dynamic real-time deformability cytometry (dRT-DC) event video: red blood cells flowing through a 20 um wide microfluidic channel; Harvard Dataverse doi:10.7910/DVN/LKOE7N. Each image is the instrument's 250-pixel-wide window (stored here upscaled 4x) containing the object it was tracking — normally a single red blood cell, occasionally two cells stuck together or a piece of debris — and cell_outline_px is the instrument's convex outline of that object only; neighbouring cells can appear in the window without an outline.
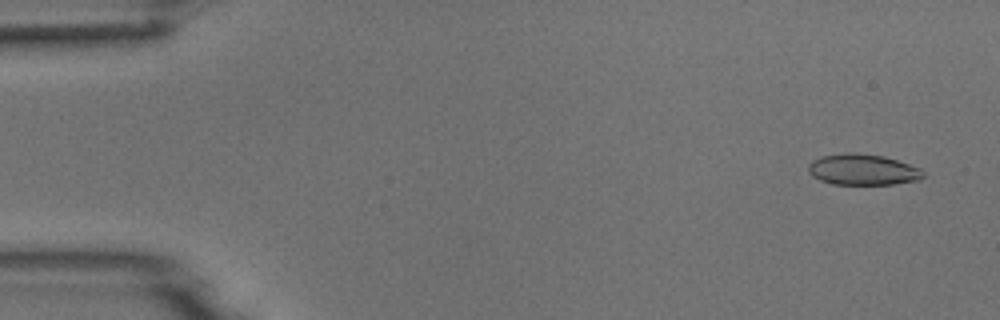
{"species": "common noctule bat (a hibernating species)", "species_latin": "Nyctalus noctula", "temperature_condition": "room temperature", "stored_images_in_passage": 53, "camera_frame_rate_fps": 3000, "um_per_image_px": 0.085, "animal": {"sex": "male", "body_mass_g": 18.8}, "frame": {"image": 1, "passage_image": 3, "time_ms": 0.667, "image_size_px": [1000, 320], "cell_outline_px": [[924, 176], [920, 180], [892, 184], [832, 184], [820, 180], [812, 176], [808, 172], [808, 164], [812, 160], [820, 156], [844, 152], [848, 152], [884, 156], [920, 168], [924, 172]], "centroid_in_image_um": [73.3, 14.41], "position_along_channel_um": 11.7, "area_um2": 20.81}}
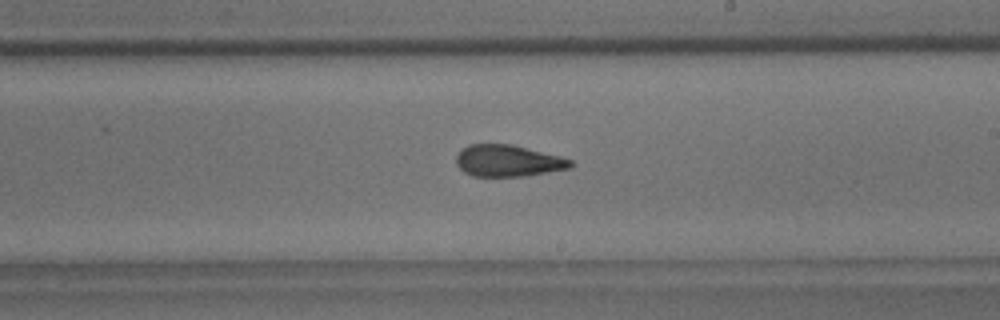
{"frame": {"image": 2, "passage_image": 31, "time_ms": 10.0, "image_size_px": [1000, 320], "cell_outline_px": [[576, 164], [572, 168], [524, 176], [472, 176], [464, 172], [456, 164], [456, 156], [468, 144], [512, 144], [560, 156], [572, 160]], "centroid_in_image_um": [43.21, 13.67], "position_along_channel_um": 245.8, "area_um2": 21.15}}
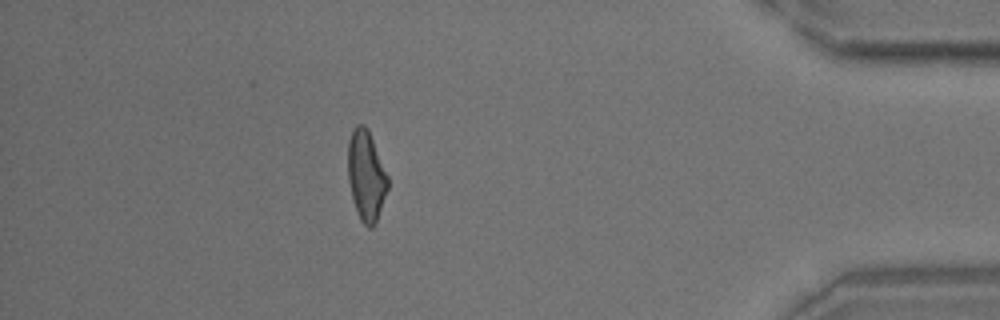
{"frame": {"image": 3, "passage_image": 47, "time_ms": 15.333, "image_size_px": [1000, 320], "cell_outline_px": [[388, 188], [376, 220], [372, 228], [368, 228], [360, 220], [352, 196], [348, 180], [348, 140], [352, 128], [356, 124], [364, 124], [368, 128], [388, 176]], "centroid_in_image_um": [31.11, 14.87], "position_along_channel_um": 404.1, "area_um2": 20.87}}